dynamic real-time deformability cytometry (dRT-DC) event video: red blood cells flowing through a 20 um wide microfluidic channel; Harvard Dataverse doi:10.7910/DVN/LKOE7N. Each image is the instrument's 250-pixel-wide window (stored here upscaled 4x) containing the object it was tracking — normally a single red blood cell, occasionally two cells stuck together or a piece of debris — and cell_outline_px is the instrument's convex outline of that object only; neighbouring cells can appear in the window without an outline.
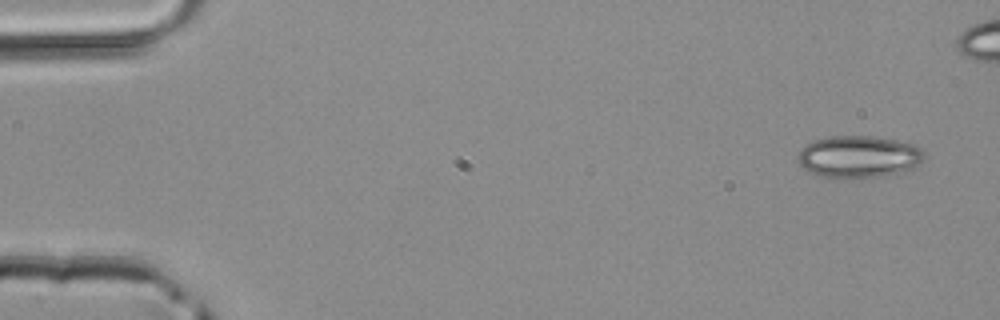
{"species": "common noctule bat (a hibernating species)", "species_latin": "Nyctalus noctula", "temperature_condition": "room temperature", "stored_images_in_passage": 41, "camera_frame_rate_fps": 3000, "um_per_image_px": 0.085, "animal": {"sex": "male", "body_mass_g": 20.4}, "frame": {"image": 1, "passage_image": 1, "time_ms": 0.0, "image_size_px": [1000, 320], "cell_outline_px": [[924, 160], [920, 164], [904, 172], [884, 176], [820, 176], [804, 168], [796, 160], [796, 156], [800, 148], [804, 144], [812, 140], [824, 136], [876, 136], [896, 140], [912, 144], [924, 148]], "centroid_in_image_um": [72.99, 13.28], "position_along_channel_um": 12.0, "area_um2": 31.1}}
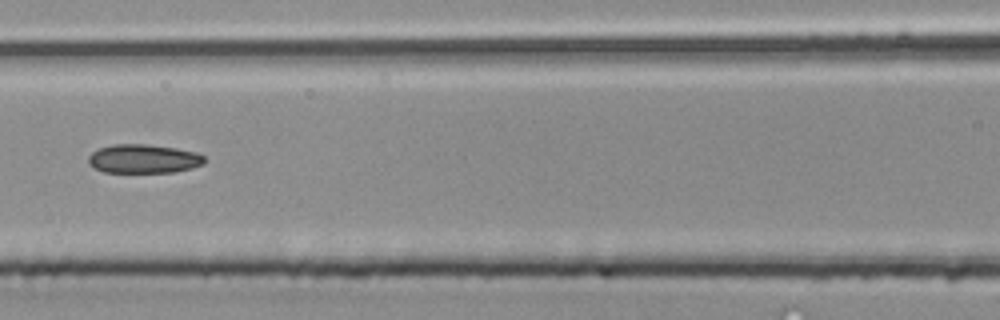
{"frame": {"image": 2, "passage_image": 20, "time_ms": 6.333, "image_size_px": [1000, 320], "cell_outline_px": [[204, 164], [192, 168], [172, 172], [104, 172], [88, 164], [88, 156], [92, 152], [100, 148], [112, 144], [148, 144], [176, 148], [196, 152], [204, 156]], "centroid_in_image_um": [12.2, 13.49], "position_along_channel_um": 154.4, "area_um2": 19.54}}
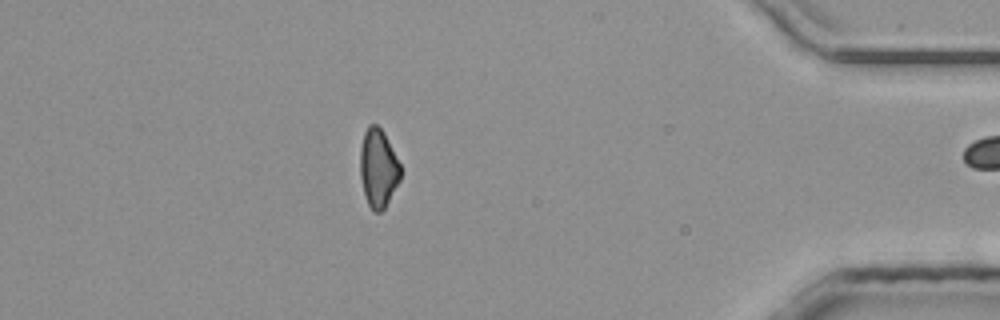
{"frame": {"image": 3, "passage_image": 40, "time_ms": 13.0, "image_size_px": [1000, 320], "cell_outline_px": [[400, 180], [384, 208], [380, 212], [372, 212], [364, 196], [360, 176], [360, 148], [364, 132], [368, 124], [376, 124], [384, 132], [400, 164]], "centroid_in_image_um": [32.13, 14.29], "position_along_channel_um": 403.1, "area_um2": 18.5}}